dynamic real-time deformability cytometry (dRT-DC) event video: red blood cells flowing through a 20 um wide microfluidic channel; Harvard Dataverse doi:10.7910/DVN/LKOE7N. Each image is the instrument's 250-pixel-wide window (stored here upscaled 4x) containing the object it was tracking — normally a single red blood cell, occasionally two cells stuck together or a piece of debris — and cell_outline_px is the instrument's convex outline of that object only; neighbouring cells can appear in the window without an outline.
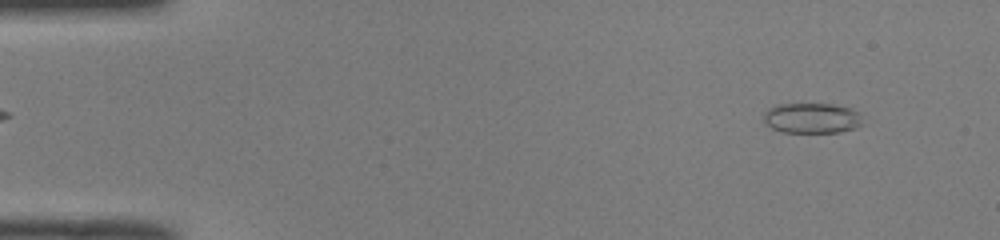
{"species": "common noctule bat (a hibernating species)", "species_latin": "Nyctalus noctula", "temperature_condition": "room temperature", "stored_images_in_passage": 50, "camera_frame_rate_fps": 3000, "um_per_image_px": 0.085, "animal": {"sex": "male", "body_mass_g": 19.0, "forearm_length_mm": 50.8}, "frame": {"image": 1, "passage_image": 4, "time_ms": 1.0, "image_size_px": [1000, 240], "cell_outline_px": [[860, 124], [856, 128], [840, 132], [780, 132], [764, 124], [764, 112], [768, 108], [776, 104], [832, 104], [852, 108], [860, 112]], "centroid_in_image_um": [68.97, 10.03], "position_along_channel_um": 16.0, "area_um2": 17.63}}
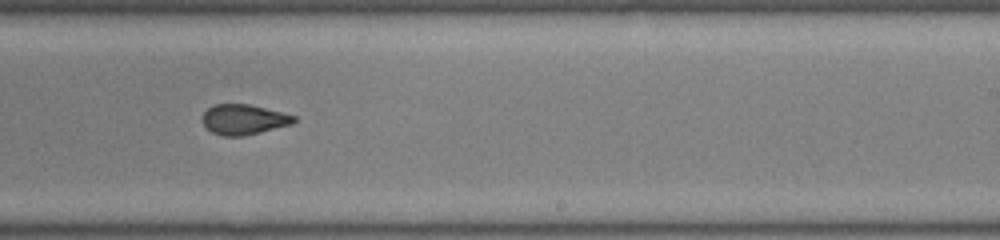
{"frame": {"image": 2, "passage_image": 31, "time_ms": 10.0, "image_size_px": [1000, 240], "cell_outline_px": [[296, 120], [292, 124], [244, 136], [224, 136], [212, 132], [200, 120], [204, 112], [212, 104], [248, 104], [296, 116]], "centroid_in_image_um": [20.68, 10.15], "position_along_channel_um": 268.3, "area_um2": 16.01}}
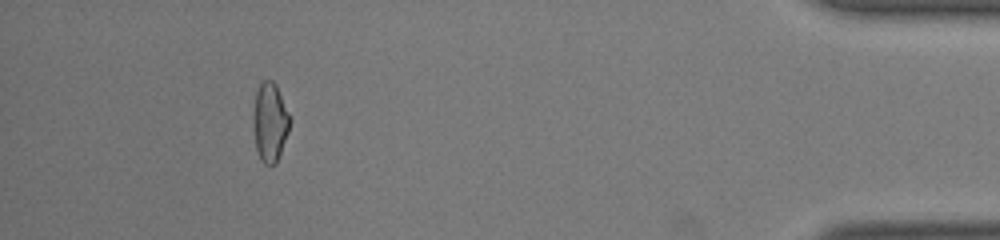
{"frame": {"image": 3, "passage_image": 46, "time_ms": 15.0, "image_size_px": [1000, 240], "cell_outline_px": [[292, 120], [288, 132], [276, 164], [264, 164], [260, 160], [256, 148], [252, 124], [252, 112], [256, 88], [260, 80], [272, 80], [276, 84]], "centroid_in_image_um": [22.92, 10.34], "position_along_channel_um": 412.3, "area_um2": 17.34}, "authors_computed_cell_mechanics": {"area_um2": 16.8487, "velocity_mm_per_s": 4.0341, "shape_relaxation_time_tau1_ms": null, "shape_relaxation_time_tau2_ms": 1.4043, "deformation_change_tau1": null, "deformation_change_tau2": 0.0655}}